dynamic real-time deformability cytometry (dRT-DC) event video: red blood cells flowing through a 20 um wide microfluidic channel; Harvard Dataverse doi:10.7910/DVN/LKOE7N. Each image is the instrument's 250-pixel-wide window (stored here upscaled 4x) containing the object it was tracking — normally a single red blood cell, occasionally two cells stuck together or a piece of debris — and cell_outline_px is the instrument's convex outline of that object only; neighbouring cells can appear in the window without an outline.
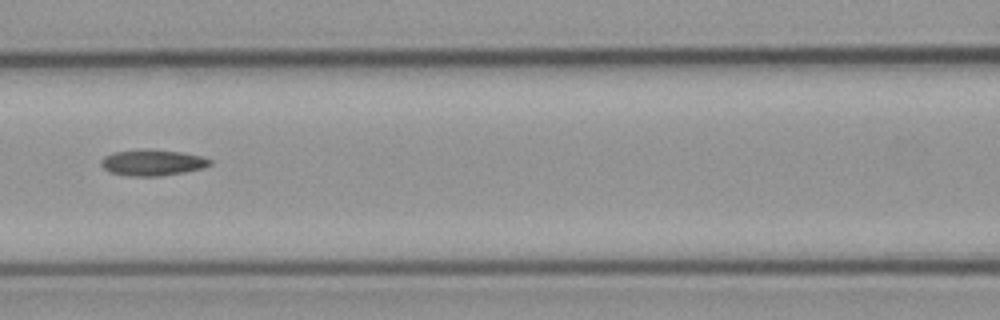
{"species": "common noctule bat (a hibernating species)", "species_latin": "Nyctalus noctula", "temperature_condition": "cold", "stored_images_in_passage": 7, "segment_of_instrument_passage": [1, 2], "camera_frame_rate_fps": 3000, "um_per_image_px": 0.085, "animal": {"sex": "male", "body_mass_g": 23.1, "forearm_length_mm": 52.7}, "frame": {"image": 1, "passage_image": 5, "time_ms": 4.667, "image_size_px": [1000, 320], "cell_outline_px": [[212, 164], [204, 168], [184, 172], [160, 176], [128, 176], [112, 172], [104, 168], [100, 164], [100, 160], [104, 156], [112, 152], [144, 148], [148, 148], [180, 152], [200, 156], [212, 160]], "centroid_in_image_um": [12.94, 13.81], "position_along_channel_um": 153.7, "area_um2": 16.7}}
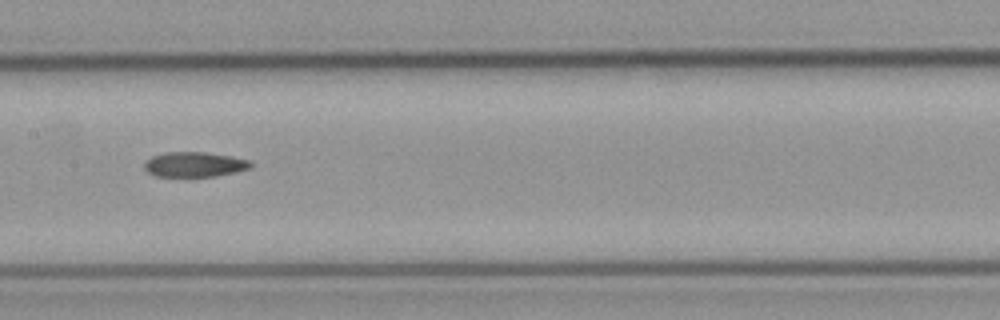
{"frame": {"image": 2, "passage_image": 6, "time_ms": 5.667, "image_size_px": [1000, 320], "cell_outline_px": [[252, 168], [236, 172], [216, 176], [156, 176], [148, 172], [144, 168], [144, 164], [152, 156], [164, 152], [204, 152], [232, 156], [248, 160], [252, 164]], "centroid_in_image_um": [16.55, 13.97], "position_along_channel_um": 190.9, "area_um2": 15.43}}